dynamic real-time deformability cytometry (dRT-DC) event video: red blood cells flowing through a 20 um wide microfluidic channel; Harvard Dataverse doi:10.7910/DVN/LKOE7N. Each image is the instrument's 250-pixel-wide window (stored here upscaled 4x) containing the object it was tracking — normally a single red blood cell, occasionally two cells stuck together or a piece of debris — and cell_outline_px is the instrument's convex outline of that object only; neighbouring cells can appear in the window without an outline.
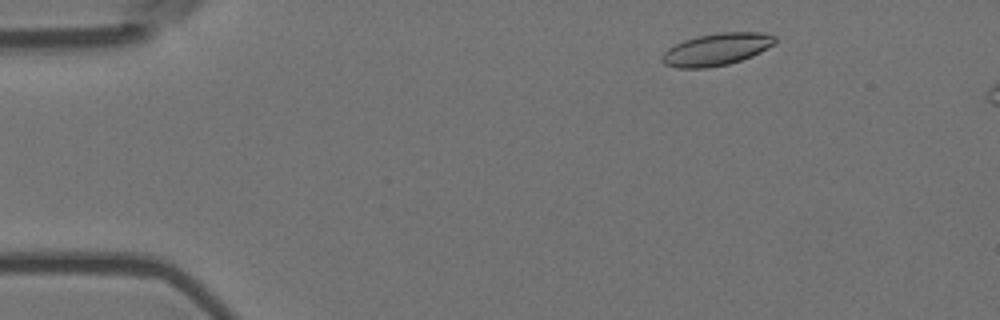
{"species": "Egyptian fruit bat (a non-hibernating species)", "species_latin": "Rousettus aegyptiacus", "temperature_condition": "room temperature", "stored_images_in_passage": 5, "camera_frame_rate_fps": 3000, "um_per_image_px": 0.085, "animal": {"sex": "female"}, "frame": {"image": 1, "passage_image": 2, "time_ms": 0.333, "image_size_px": [1000, 320], "cell_outline_px": [[776, 40], [772, 44], [760, 52], [752, 56], [728, 64], [708, 68], [676, 68], [664, 64], [660, 60], [660, 56], [668, 48], [684, 40], [696, 36], [720, 32], [760, 32], [776, 36]], "centroid_in_image_um": [60.86, 4.2], "position_along_channel_um": 24.1, "area_um2": 21.21}}